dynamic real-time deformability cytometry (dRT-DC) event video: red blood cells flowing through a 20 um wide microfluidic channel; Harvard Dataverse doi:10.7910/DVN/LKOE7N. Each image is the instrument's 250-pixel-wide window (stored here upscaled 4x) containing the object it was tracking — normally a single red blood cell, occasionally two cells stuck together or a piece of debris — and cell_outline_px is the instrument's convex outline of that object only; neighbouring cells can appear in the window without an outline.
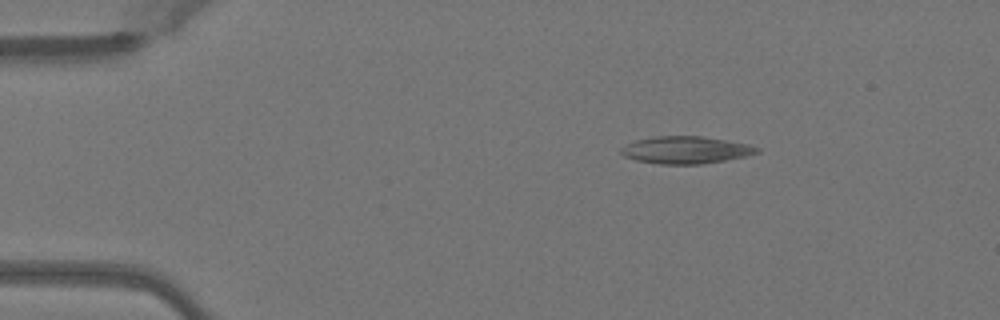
{"species": "Egyptian fruit bat (a non-hibernating species)", "species_latin": "Rousettus aegyptiacus", "temperature_condition": "warm", "stored_images_in_passage": 42, "camera_frame_rate_fps": 3000, "um_per_image_px": 0.085, "animal": {"sex": "female"}, "frame": {"image": 1, "passage_image": 1, "time_ms": 0.0, "image_size_px": [1000, 320], "cell_outline_px": [[760, 152], [744, 156], [724, 160], [700, 164], [660, 164], [636, 160], [624, 156], [620, 152], [620, 148], [636, 140], [656, 136], [700, 136], [748, 144], [760, 148]], "centroid_in_image_um": [58.27, 12.75], "position_along_channel_um": 26.7, "area_um2": 21.33}}
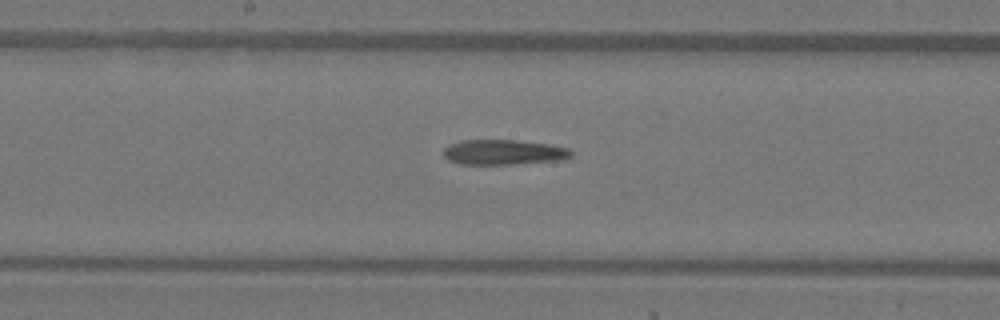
{"frame": {"image": 2, "passage_image": 19, "time_ms": 6.0, "image_size_px": [1000, 320], "cell_outline_px": [[572, 156], [568, 160], [512, 164], [460, 164], [448, 160], [444, 156], [444, 148], [460, 140], [516, 140], [548, 144], [568, 148], [572, 152]], "centroid_in_image_um": [42.85, 12.94], "position_along_channel_um": 205.3, "area_um2": 18.79}}
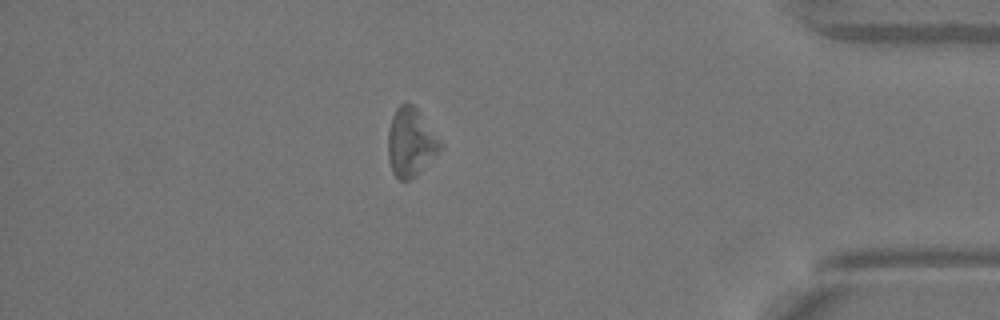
{"frame": {"image": 3, "passage_image": 36, "time_ms": 11.667, "image_size_px": [1000, 320], "cell_outline_px": [[444, 144], [416, 176], [408, 180], [400, 180], [392, 172], [388, 160], [388, 128], [392, 116], [396, 108], [400, 104], [412, 104], [416, 108]], "centroid_in_image_um": [34.89, 12.1], "position_along_channel_um": 400.3, "area_um2": 20.63}, "authors_computed_cell_mechanics": {"area_um2": 20.0855, "velocity_mm_per_s": 4.0933, "shape_relaxation_time_tau1_ms": 4.1694, "shape_relaxation_time_tau2_ms": null, "deformation_change_tau1": 0.0891, "deformation_change_tau2": null}}